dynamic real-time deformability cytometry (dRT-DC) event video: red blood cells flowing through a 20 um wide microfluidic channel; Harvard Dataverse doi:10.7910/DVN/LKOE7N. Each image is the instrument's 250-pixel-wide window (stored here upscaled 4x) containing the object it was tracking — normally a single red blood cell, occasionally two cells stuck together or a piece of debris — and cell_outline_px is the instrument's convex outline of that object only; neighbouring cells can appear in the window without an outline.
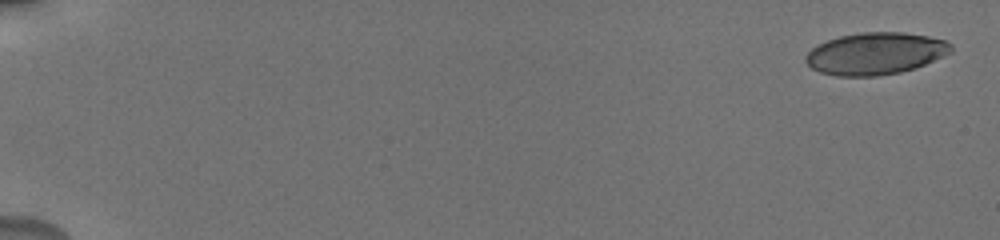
{"species": "human", "species_latin": "Homo sapiens", "temperature_condition": "cold", "stored_images_in_passage": 6, "camera_frame_rate_fps": 3000, "um_per_image_px": 0.085, "donor": {"sex": "male"}, "frame": {"image": 1, "passage_image": 1, "time_ms": 0.0, "image_size_px": [1000, 240], "cell_outline_px": [[952, 52], [916, 68], [900, 72], [876, 76], [836, 76], [820, 72], [812, 68], [804, 60], [804, 56], [812, 48], [828, 40], [840, 36], [860, 32], [904, 32], [928, 36], [944, 40], [952, 44]], "centroid_in_image_um": [74.42, 4.55], "position_along_channel_um": 10.6, "area_um2": 35.6}}
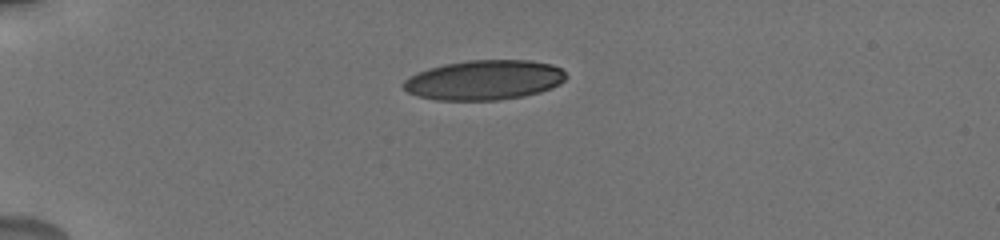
{"frame": {"image": 2, "passage_image": 5, "time_ms": 4.667, "image_size_px": [1000, 240], "cell_outline_px": [[568, 76], [560, 84], [552, 88], [540, 92], [524, 96], [496, 100], [436, 100], [420, 96], [408, 92], [404, 88], [404, 80], [416, 72], [428, 68], [444, 64], [468, 60], [528, 60], [552, 64], [560, 68]], "centroid_in_image_um": [41.18, 6.8], "position_along_channel_um": 43.8, "area_um2": 37.74}}